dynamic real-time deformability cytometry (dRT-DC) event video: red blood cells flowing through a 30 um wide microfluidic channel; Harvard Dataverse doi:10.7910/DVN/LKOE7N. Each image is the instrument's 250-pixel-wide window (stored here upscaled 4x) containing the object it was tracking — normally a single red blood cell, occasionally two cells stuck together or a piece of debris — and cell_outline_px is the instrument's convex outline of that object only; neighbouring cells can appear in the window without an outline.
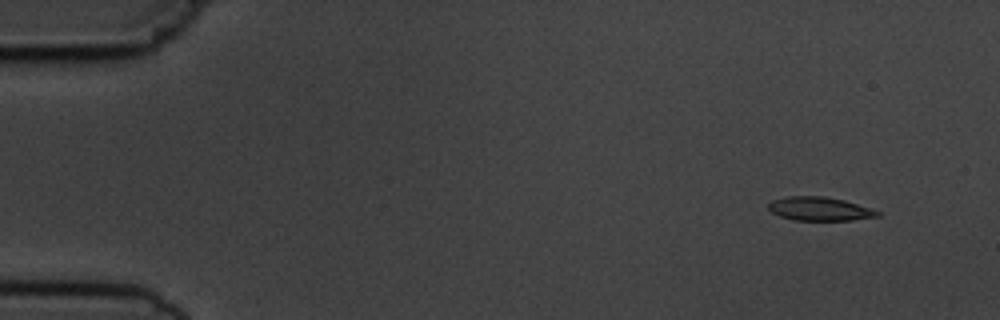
{"species": "common noctule bat (a hibernating species)", "species_latin": "Nyctalus noctula", "temperature_condition": "cold", "stored_images_in_passage": 11, "camera_frame_rate_fps": 3000, "um_per_image_px": 0.085, "animal": {"sex": "male", "body_mass_g": 19.5, "forearm_length_mm": 54.6}, "frame": {"image": 1, "passage_image": 2, "time_ms": 1.333, "image_size_px": [1000, 320], "cell_outline_px": [[880, 216], [852, 220], [792, 220], [780, 216], [772, 212], [768, 208], [768, 204], [772, 200], [788, 196], [824, 196], [844, 200], [872, 208], [880, 212]], "centroid_in_image_um": [69.68, 17.75], "position_along_channel_um": 15.3, "area_um2": 15.09}}
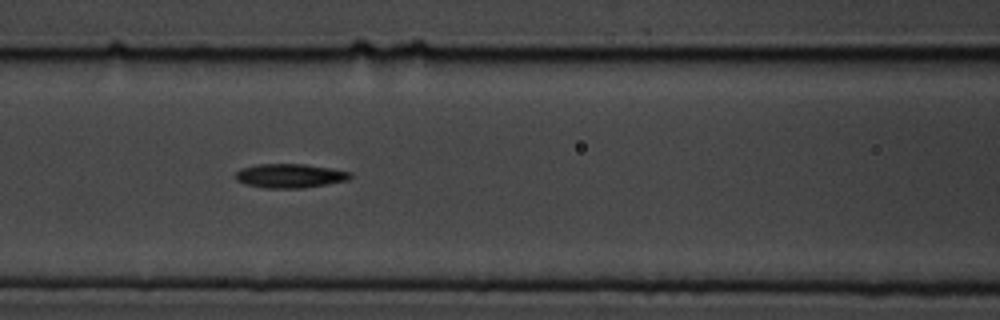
{"frame": {"image": 2, "passage_image": 7, "time_ms": 7.667, "image_size_px": [1000, 320], "cell_outline_px": [[352, 176], [348, 180], [304, 188], [264, 188], [244, 184], [236, 180], [236, 172], [240, 168], [256, 164], [304, 164], [332, 168], [352, 172]], "centroid_in_image_um": [24.63, 14.94], "position_along_channel_um": 142.0, "area_um2": 16.24}}
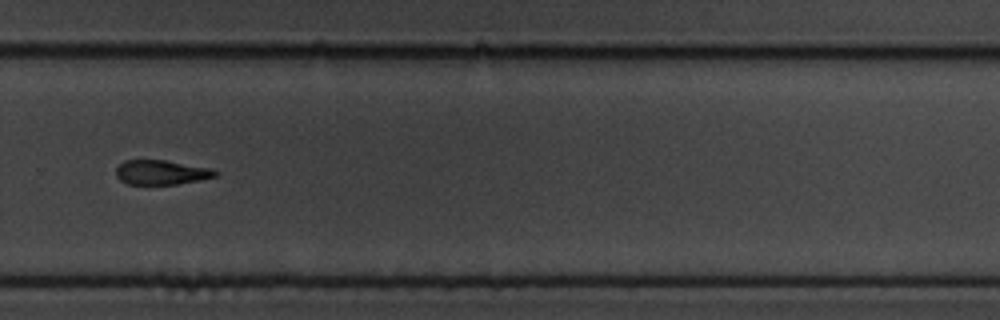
{"frame": {"image": 3, "passage_image": 11, "time_ms": 12.333, "image_size_px": [1000, 320], "cell_outline_px": [[220, 172], [216, 176], [200, 180], [176, 184], [128, 184], [120, 180], [116, 176], [116, 168], [124, 160], [164, 160], [212, 168]], "centroid_in_image_um": [13.73, 14.65], "position_along_channel_um": 316.1, "area_um2": 14.22}}